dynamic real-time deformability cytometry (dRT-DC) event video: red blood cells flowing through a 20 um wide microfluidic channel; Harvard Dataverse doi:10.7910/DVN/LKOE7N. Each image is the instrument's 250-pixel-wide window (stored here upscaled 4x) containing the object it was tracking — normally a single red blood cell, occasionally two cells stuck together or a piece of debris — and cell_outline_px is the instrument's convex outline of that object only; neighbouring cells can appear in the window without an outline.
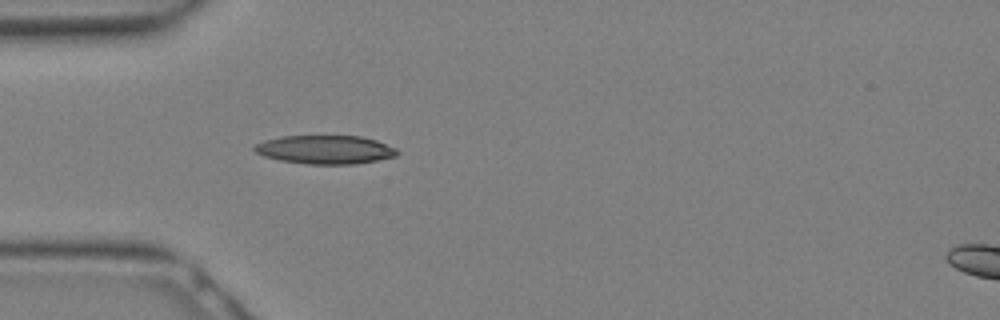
{"species": "Egyptian fruit bat (a non-hibernating species)", "species_latin": "Rousettus aegyptiacus", "temperature_condition": "warm", "stored_images_in_passage": 3, "camera_frame_rate_fps": 3000, "um_per_image_px": 0.085, "animal": {"sex": "female"}, "frame": {"image": 1, "passage_image": 1, "time_ms": 0.0, "image_size_px": [1000, 320], "cell_outline_px": [[400, 152], [396, 156], [356, 164], [308, 164], [280, 160], [264, 156], [256, 152], [252, 148], [256, 144], [264, 140], [280, 136], [360, 136], [376, 140], [396, 148]], "centroid_in_image_um": [27.64, 12.71], "position_along_channel_um": 57.4, "area_um2": 23.76}}
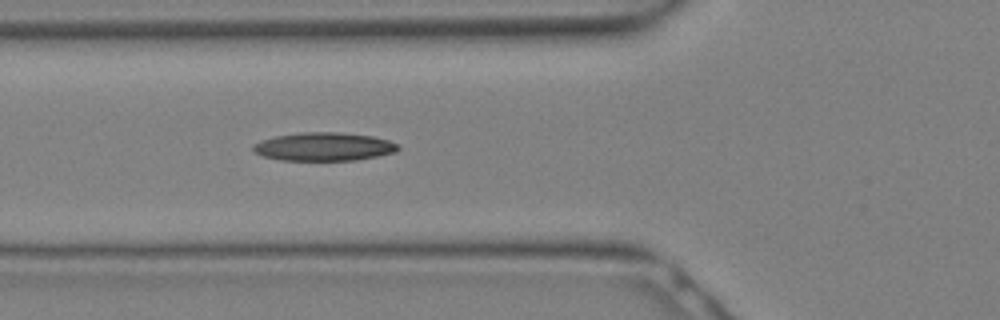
{"frame": {"image": 2, "passage_image": 3, "time_ms": 0.667, "image_size_px": [1000, 320], "cell_outline_px": [[400, 148], [396, 152], [356, 160], [280, 160], [264, 156], [256, 152], [252, 148], [252, 144], [260, 140], [276, 136], [300, 132], [340, 132], [372, 136], [388, 140], [396, 144]], "centroid_in_image_um": [27.51, 12.46], "position_along_channel_um": 98.3, "area_um2": 23.87}}